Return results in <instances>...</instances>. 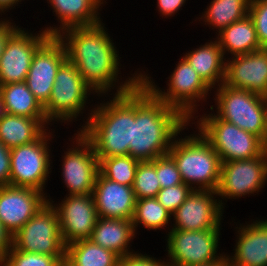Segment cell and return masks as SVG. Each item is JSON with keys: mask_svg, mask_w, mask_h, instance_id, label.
<instances>
[{"mask_svg": "<svg viewBox=\"0 0 267 266\" xmlns=\"http://www.w3.org/2000/svg\"><path fill=\"white\" fill-rule=\"evenodd\" d=\"M3 20H0V58L4 52L6 42L8 41L10 36L19 28V26L16 27V24L12 25L13 23H11L10 20Z\"/></svg>", "mask_w": 267, "mask_h": 266, "instance_id": "41", "label": "cell"}, {"mask_svg": "<svg viewBox=\"0 0 267 266\" xmlns=\"http://www.w3.org/2000/svg\"><path fill=\"white\" fill-rule=\"evenodd\" d=\"M168 154L175 161L183 182L193 190H217L221 160L199 131L184 138L175 137Z\"/></svg>", "mask_w": 267, "mask_h": 266, "instance_id": "4", "label": "cell"}, {"mask_svg": "<svg viewBox=\"0 0 267 266\" xmlns=\"http://www.w3.org/2000/svg\"><path fill=\"white\" fill-rule=\"evenodd\" d=\"M99 173L112 181L132 186L139 160L128 156L98 157Z\"/></svg>", "mask_w": 267, "mask_h": 266, "instance_id": "31", "label": "cell"}, {"mask_svg": "<svg viewBox=\"0 0 267 266\" xmlns=\"http://www.w3.org/2000/svg\"><path fill=\"white\" fill-rule=\"evenodd\" d=\"M48 201L57 211L65 245L91 237L99 218L92 194L66 195L58 204H53L51 198Z\"/></svg>", "mask_w": 267, "mask_h": 266, "instance_id": "15", "label": "cell"}, {"mask_svg": "<svg viewBox=\"0 0 267 266\" xmlns=\"http://www.w3.org/2000/svg\"><path fill=\"white\" fill-rule=\"evenodd\" d=\"M0 97L7 114L46 118L44 107L29 90L25 81L0 85Z\"/></svg>", "mask_w": 267, "mask_h": 266, "instance_id": "28", "label": "cell"}, {"mask_svg": "<svg viewBox=\"0 0 267 266\" xmlns=\"http://www.w3.org/2000/svg\"><path fill=\"white\" fill-rule=\"evenodd\" d=\"M172 214L166 210L156 198L136 199L132 224L136 233L137 226L142 224L147 229L159 230L164 228Z\"/></svg>", "mask_w": 267, "mask_h": 266, "instance_id": "30", "label": "cell"}, {"mask_svg": "<svg viewBox=\"0 0 267 266\" xmlns=\"http://www.w3.org/2000/svg\"><path fill=\"white\" fill-rule=\"evenodd\" d=\"M185 2L186 0H157L158 11L165 17L174 16Z\"/></svg>", "mask_w": 267, "mask_h": 266, "instance_id": "39", "label": "cell"}, {"mask_svg": "<svg viewBox=\"0 0 267 266\" xmlns=\"http://www.w3.org/2000/svg\"><path fill=\"white\" fill-rule=\"evenodd\" d=\"M216 197V191L193 190L172 214L175 220L172 229L188 231L221 229L224 203L222 200L214 199Z\"/></svg>", "mask_w": 267, "mask_h": 266, "instance_id": "17", "label": "cell"}, {"mask_svg": "<svg viewBox=\"0 0 267 266\" xmlns=\"http://www.w3.org/2000/svg\"><path fill=\"white\" fill-rule=\"evenodd\" d=\"M196 123L198 131L212 145L221 162L251 159L264 153L259 136L220 119L212 112L202 115Z\"/></svg>", "mask_w": 267, "mask_h": 266, "instance_id": "5", "label": "cell"}, {"mask_svg": "<svg viewBox=\"0 0 267 266\" xmlns=\"http://www.w3.org/2000/svg\"><path fill=\"white\" fill-rule=\"evenodd\" d=\"M251 0H212L201 16L205 25L214 27L218 34L227 26L249 14ZM207 23V24H206Z\"/></svg>", "mask_w": 267, "mask_h": 266, "instance_id": "29", "label": "cell"}, {"mask_svg": "<svg viewBox=\"0 0 267 266\" xmlns=\"http://www.w3.org/2000/svg\"><path fill=\"white\" fill-rule=\"evenodd\" d=\"M66 60L65 47L57 36H50L34 54L25 82L42 106L48 102L55 76Z\"/></svg>", "mask_w": 267, "mask_h": 266, "instance_id": "16", "label": "cell"}, {"mask_svg": "<svg viewBox=\"0 0 267 266\" xmlns=\"http://www.w3.org/2000/svg\"><path fill=\"white\" fill-rule=\"evenodd\" d=\"M65 256H49L17 250L14 247L0 261V266H64Z\"/></svg>", "mask_w": 267, "mask_h": 266, "instance_id": "33", "label": "cell"}, {"mask_svg": "<svg viewBox=\"0 0 267 266\" xmlns=\"http://www.w3.org/2000/svg\"><path fill=\"white\" fill-rule=\"evenodd\" d=\"M261 48H267V0H251L249 14Z\"/></svg>", "mask_w": 267, "mask_h": 266, "instance_id": "36", "label": "cell"}, {"mask_svg": "<svg viewBox=\"0 0 267 266\" xmlns=\"http://www.w3.org/2000/svg\"><path fill=\"white\" fill-rule=\"evenodd\" d=\"M47 118H28L24 116L5 114L0 119V141L9 149L37 140L48 131Z\"/></svg>", "mask_w": 267, "mask_h": 266, "instance_id": "25", "label": "cell"}, {"mask_svg": "<svg viewBox=\"0 0 267 266\" xmlns=\"http://www.w3.org/2000/svg\"><path fill=\"white\" fill-rule=\"evenodd\" d=\"M13 247V234L0 222V261Z\"/></svg>", "mask_w": 267, "mask_h": 266, "instance_id": "40", "label": "cell"}, {"mask_svg": "<svg viewBox=\"0 0 267 266\" xmlns=\"http://www.w3.org/2000/svg\"><path fill=\"white\" fill-rule=\"evenodd\" d=\"M217 40L201 45L186 53L183 58L196 70L202 80L212 89L224 83L226 58ZM216 83L218 85H216Z\"/></svg>", "mask_w": 267, "mask_h": 266, "instance_id": "24", "label": "cell"}, {"mask_svg": "<svg viewBox=\"0 0 267 266\" xmlns=\"http://www.w3.org/2000/svg\"><path fill=\"white\" fill-rule=\"evenodd\" d=\"M135 234L132 219L99 217L89 239L103 248L112 250L120 257H125L133 254L129 244Z\"/></svg>", "mask_w": 267, "mask_h": 266, "instance_id": "23", "label": "cell"}, {"mask_svg": "<svg viewBox=\"0 0 267 266\" xmlns=\"http://www.w3.org/2000/svg\"><path fill=\"white\" fill-rule=\"evenodd\" d=\"M21 1L22 0H0V13L14 8L16 4L18 5Z\"/></svg>", "mask_w": 267, "mask_h": 266, "instance_id": "42", "label": "cell"}, {"mask_svg": "<svg viewBox=\"0 0 267 266\" xmlns=\"http://www.w3.org/2000/svg\"><path fill=\"white\" fill-rule=\"evenodd\" d=\"M120 258L90 239H81L66 245L64 266H118Z\"/></svg>", "mask_w": 267, "mask_h": 266, "instance_id": "27", "label": "cell"}, {"mask_svg": "<svg viewBox=\"0 0 267 266\" xmlns=\"http://www.w3.org/2000/svg\"><path fill=\"white\" fill-rule=\"evenodd\" d=\"M134 74L121 84L119 81L115 97L91 109L82 129H78L93 145L97 157L129 155V143H132V89L141 82V73Z\"/></svg>", "mask_w": 267, "mask_h": 266, "instance_id": "3", "label": "cell"}, {"mask_svg": "<svg viewBox=\"0 0 267 266\" xmlns=\"http://www.w3.org/2000/svg\"><path fill=\"white\" fill-rule=\"evenodd\" d=\"M267 181V154L245 160L221 162L217 196L241 198L260 192Z\"/></svg>", "mask_w": 267, "mask_h": 266, "instance_id": "12", "label": "cell"}, {"mask_svg": "<svg viewBox=\"0 0 267 266\" xmlns=\"http://www.w3.org/2000/svg\"><path fill=\"white\" fill-rule=\"evenodd\" d=\"M156 174L161 188L184 183L175 161L169 154L156 158Z\"/></svg>", "mask_w": 267, "mask_h": 266, "instance_id": "35", "label": "cell"}, {"mask_svg": "<svg viewBox=\"0 0 267 266\" xmlns=\"http://www.w3.org/2000/svg\"><path fill=\"white\" fill-rule=\"evenodd\" d=\"M215 88L216 115L263 139L266 97L248 90L231 88L224 83Z\"/></svg>", "mask_w": 267, "mask_h": 266, "instance_id": "8", "label": "cell"}, {"mask_svg": "<svg viewBox=\"0 0 267 266\" xmlns=\"http://www.w3.org/2000/svg\"><path fill=\"white\" fill-rule=\"evenodd\" d=\"M71 148L64 153L62 180L68 195L92 194L99 173V160L93 145L77 130ZM77 144V145H76Z\"/></svg>", "mask_w": 267, "mask_h": 266, "instance_id": "13", "label": "cell"}, {"mask_svg": "<svg viewBox=\"0 0 267 266\" xmlns=\"http://www.w3.org/2000/svg\"><path fill=\"white\" fill-rule=\"evenodd\" d=\"M191 124L177 109L159 100L142 82L132 89V143L129 155L152 161L168 154L172 141Z\"/></svg>", "mask_w": 267, "mask_h": 266, "instance_id": "1", "label": "cell"}, {"mask_svg": "<svg viewBox=\"0 0 267 266\" xmlns=\"http://www.w3.org/2000/svg\"><path fill=\"white\" fill-rule=\"evenodd\" d=\"M92 195L99 217L132 219L136 205L132 186L122 185L98 173Z\"/></svg>", "mask_w": 267, "mask_h": 266, "instance_id": "20", "label": "cell"}, {"mask_svg": "<svg viewBox=\"0 0 267 266\" xmlns=\"http://www.w3.org/2000/svg\"><path fill=\"white\" fill-rule=\"evenodd\" d=\"M167 234L169 266H198L222 262L218 254L220 229L198 231L170 229ZM220 255V256H219Z\"/></svg>", "mask_w": 267, "mask_h": 266, "instance_id": "9", "label": "cell"}, {"mask_svg": "<svg viewBox=\"0 0 267 266\" xmlns=\"http://www.w3.org/2000/svg\"><path fill=\"white\" fill-rule=\"evenodd\" d=\"M161 259H156L148 256L147 254H141L134 252L133 254L121 257L118 266H169V264Z\"/></svg>", "mask_w": 267, "mask_h": 266, "instance_id": "37", "label": "cell"}, {"mask_svg": "<svg viewBox=\"0 0 267 266\" xmlns=\"http://www.w3.org/2000/svg\"><path fill=\"white\" fill-rule=\"evenodd\" d=\"M13 247L25 252L65 256L58 214L49 201L13 235Z\"/></svg>", "mask_w": 267, "mask_h": 266, "instance_id": "11", "label": "cell"}, {"mask_svg": "<svg viewBox=\"0 0 267 266\" xmlns=\"http://www.w3.org/2000/svg\"><path fill=\"white\" fill-rule=\"evenodd\" d=\"M45 195L32 188L0 187V222L14 235L48 201Z\"/></svg>", "mask_w": 267, "mask_h": 266, "instance_id": "18", "label": "cell"}, {"mask_svg": "<svg viewBox=\"0 0 267 266\" xmlns=\"http://www.w3.org/2000/svg\"><path fill=\"white\" fill-rule=\"evenodd\" d=\"M136 199L156 198L161 189L156 174V158L152 161H140L132 185Z\"/></svg>", "mask_w": 267, "mask_h": 266, "instance_id": "32", "label": "cell"}, {"mask_svg": "<svg viewBox=\"0 0 267 266\" xmlns=\"http://www.w3.org/2000/svg\"><path fill=\"white\" fill-rule=\"evenodd\" d=\"M263 151L267 154V97L265 99V133L262 139Z\"/></svg>", "mask_w": 267, "mask_h": 266, "instance_id": "43", "label": "cell"}, {"mask_svg": "<svg viewBox=\"0 0 267 266\" xmlns=\"http://www.w3.org/2000/svg\"><path fill=\"white\" fill-rule=\"evenodd\" d=\"M6 114L5 106L2 98L0 97V119Z\"/></svg>", "mask_w": 267, "mask_h": 266, "instance_id": "45", "label": "cell"}, {"mask_svg": "<svg viewBox=\"0 0 267 266\" xmlns=\"http://www.w3.org/2000/svg\"><path fill=\"white\" fill-rule=\"evenodd\" d=\"M39 32L33 35L18 28L10 36L0 58V85L26 80L34 54L50 37L44 30Z\"/></svg>", "mask_w": 267, "mask_h": 266, "instance_id": "14", "label": "cell"}, {"mask_svg": "<svg viewBox=\"0 0 267 266\" xmlns=\"http://www.w3.org/2000/svg\"><path fill=\"white\" fill-rule=\"evenodd\" d=\"M198 266H230L227 260L225 259L222 262L213 263V264H206V265H198Z\"/></svg>", "mask_w": 267, "mask_h": 266, "instance_id": "44", "label": "cell"}, {"mask_svg": "<svg viewBox=\"0 0 267 266\" xmlns=\"http://www.w3.org/2000/svg\"><path fill=\"white\" fill-rule=\"evenodd\" d=\"M148 74L141 73V82L161 101L177 109L188 121H194L197 103L206 101L212 89L194 68L182 57L170 75L167 92L162 91ZM210 89V90H209Z\"/></svg>", "mask_w": 267, "mask_h": 266, "instance_id": "6", "label": "cell"}, {"mask_svg": "<svg viewBox=\"0 0 267 266\" xmlns=\"http://www.w3.org/2000/svg\"><path fill=\"white\" fill-rule=\"evenodd\" d=\"M229 60H226L225 85L267 97V48Z\"/></svg>", "mask_w": 267, "mask_h": 266, "instance_id": "19", "label": "cell"}, {"mask_svg": "<svg viewBox=\"0 0 267 266\" xmlns=\"http://www.w3.org/2000/svg\"><path fill=\"white\" fill-rule=\"evenodd\" d=\"M109 35L102 22L71 27L56 35L65 47L67 60L75 65L98 96L108 94L119 81L121 57Z\"/></svg>", "mask_w": 267, "mask_h": 266, "instance_id": "2", "label": "cell"}, {"mask_svg": "<svg viewBox=\"0 0 267 266\" xmlns=\"http://www.w3.org/2000/svg\"><path fill=\"white\" fill-rule=\"evenodd\" d=\"M235 227L238 237L232 256L226 254L230 266H267V219Z\"/></svg>", "mask_w": 267, "mask_h": 266, "instance_id": "21", "label": "cell"}, {"mask_svg": "<svg viewBox=\"0 0 267 266\" xmlns=\"http://www.w3.org/2000/svg\"><path fill=\"white\" fill-rule=\"evenodd\" d=\"M216 40L223 55L229 52L232 56L248 54L261 49L257 33L250 16L232 23L221 31Z\"/></svg>", "mask_w": 267, "mask_h": 266, "instance_id": "26", "label": "cell"}, {"mask_svg": "<svg viewBox=\"0 0 267 266\" xmlns=\"http://www.w3.org/2000/svg\"><path fill=\"white\" fill-rule=\"evenodd\" d=\"M193 189L185 183L175 186L161 188L156 199L171 214L186 200Z\"/></svg>", "mask_w": 267, "mask_h": 266, "instance_id": "34", "label": "cell"}, {"mask_svg": "<svg viewBox=\"0 0 267 266\" xmlns=\"http://www.w3.org/2000/svg\"><path fill=\"white\" fill-rule=\"evenodd\" d=\"M51 132H44L37 140L10 149V185L36 189L44 193L51 173L49 142ZM50 137V138H49Z\"/></svg>", "mask_w": 267, "mask_h": 266, "instance_id": "10", "label": "cell"}, {"mask_svg": "<svg viewBox=\"0 0 267 266\" xmlns=\"http://www.w3.org/2000/svg\"><path fill=\"white\" fill-rule=\"evenodd\" d=\"M52 6L60 27H46L50 36H56L61 31L71 27L92 26L99 24L100 6L104 0H47Z\"/></svg>", "mask_w": 267, "mask_h": 266, "instance_id": "22", "label": "cell"}, {"mask_svg": "<svg viewBox=\"0 0 267 266\" xmlns=\"http://www.w3.org/2000/svg\"><path fill=\"white\" fill-rule=\"evenodd\" d=\"M10 185V149L0 141V187Z\"/></svg>", "mask_w": 267, "mask_h": 266, "instance_id": "38", "label": "cell"}, {"mask_svg": "<svg viewBox=\"0 0 267 266\" xmlns=\"http://www.w3.org/2000/svg\"><path fill=\"white\" fill-rule=\"evenodd\" d=\"M94 92L75 65L66 60L59 67L50 98L43 106L48 122L73 121L83 113L88 95Z\"/></svg>", "mask_w": 267, "mask_h": 266, "instance_id": "7", "label": "cell"}]
</instances>
